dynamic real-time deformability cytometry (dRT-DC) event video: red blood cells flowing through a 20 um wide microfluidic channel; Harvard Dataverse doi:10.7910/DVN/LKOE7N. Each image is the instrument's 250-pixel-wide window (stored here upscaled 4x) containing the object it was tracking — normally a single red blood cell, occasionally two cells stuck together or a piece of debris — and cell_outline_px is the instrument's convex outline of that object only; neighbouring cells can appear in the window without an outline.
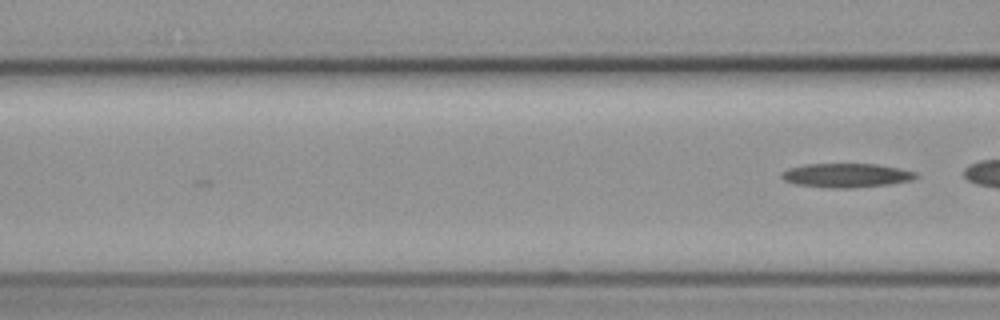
{"species": "common noctule bat (a hibernating species)", "species_latin": "Nyctalus noctula", "temperature_condition": "cold", "stored_images_in_passage": 3, "camera_frame_rate_fps": 3000, "um_per_image_px": 0.085, "animal": {"sex": "female", "body_mass_g": 19.3, "forearm_length_mm": 54.1}, "frame": {"image": 1, "passage_image": 3, "time_ms": 2.0, "image_size_px": [1000, 320], "cell_outline_px": [[920, 176], [912, 180], [888, 184], [852, 188], [828, 188], [796, 184], [784, 180], [780, 176], [780, 172], [788, 168], [804, 164], [876, 164], [916, 172]], "centroid_in_image_um": [71.9, 14.91], "position_along_channel_um": 94.7, "area_um2": 18.84}}